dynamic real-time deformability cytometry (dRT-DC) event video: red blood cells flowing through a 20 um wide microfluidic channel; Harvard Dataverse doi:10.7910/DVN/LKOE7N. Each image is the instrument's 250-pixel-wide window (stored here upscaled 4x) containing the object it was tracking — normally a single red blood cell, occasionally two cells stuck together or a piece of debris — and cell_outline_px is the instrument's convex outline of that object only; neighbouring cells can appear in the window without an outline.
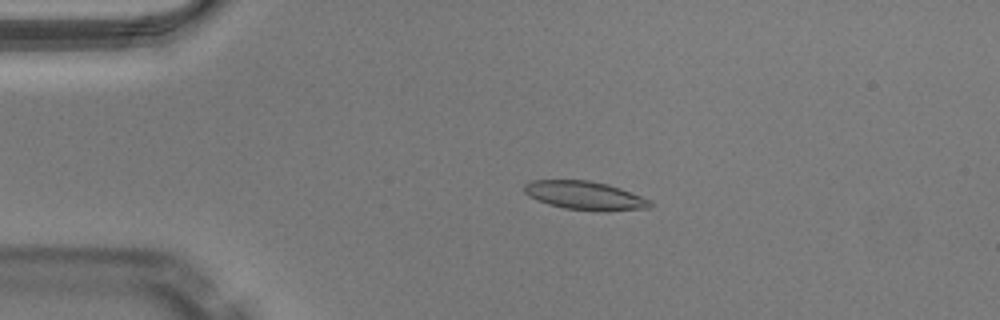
{"species": "Egyptian fruit bat (a non-hibernating species)", "species_latin": "Rousettus aegyptiacus", "temperature_condition": "warm", "stored_images_in_passage": 50, "camera_frame_rate_fps": 3000, "um_per_image_px": 0.085, "animal": {"sex": "male"}, "frame": {"image": 1, "passage_image": 11, "time_ms": 3.333, "image_size_px": [1000, 320], "cell_outline_px": [[652, 208], [604, 212], [564, 208], [548, 204], [536, 200], [528, 196], [524, 192], [524, 184], [532, 180], [588, 180], [608, 184], [620, 188], [652, 200]], "centroid_in_image_um": [49.74, 16.63], "position_along_channel_um": 35.3, "area_um2": 21.27}}
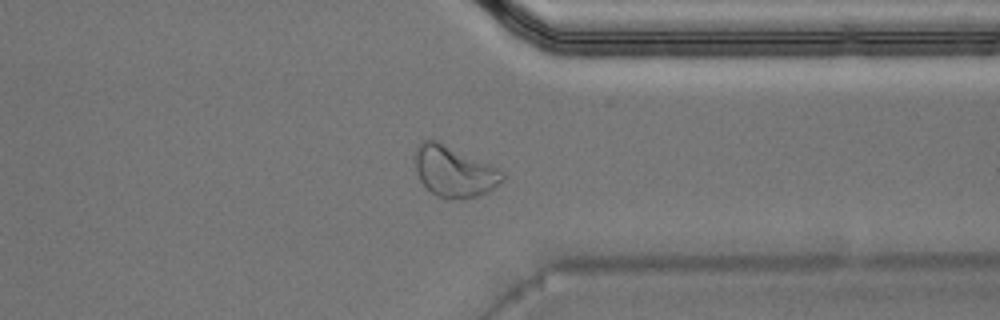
{"frame": {"image": 2, "passage_image": 39, "time_ms": 12.667, "image_size_px": [1000, 320], "cell_outline_px": [[504, 180], [488, 192], [476, 196], [436, 196], [420, 180], [416, 172], [412, 156], [420, 140], [436, 140], [500, 168], [504, 172]], "centroid_in_image_um": [38.57, 14.51], "position_along_channel_um": 372.8, "area_um2": 25.66}}
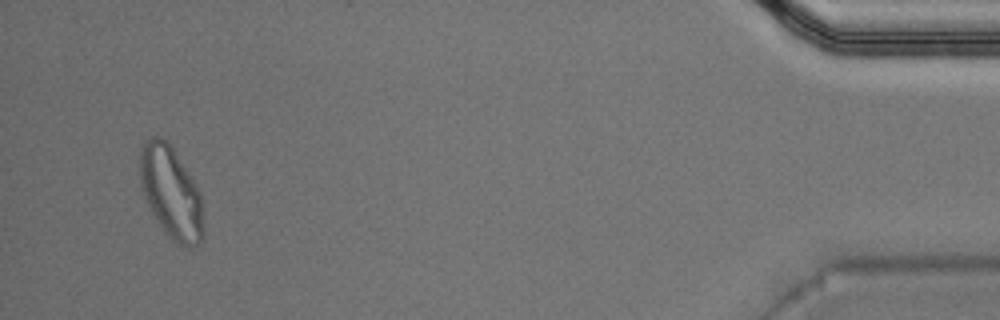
{"frame": {"image": 3, "passage_image": 48, "time_ms": 15.667, "image_size_px": [1000, 320], "cell_outline_px": [[204, 240], [200, 244], [188, 248], [176, 244], [164, 232], [152, 212], [140, 188], [140, 148], [152, 136], [156, 136], [168, 140], [196, 184], [200, 192], [204, 232]], "centroid_in_image_um": [14.55, 16.4], "position_along_channel_um": 420.6, "area_um2": 34.33}, "authors_computed_cell_mechanics": {"area_um2": 20.9814, "velocity_mm_per_s": 4.0549, "shape_relaxation_time_tau1_ms": null, "shape_relaxation_time_tau2_ms": 2.8246, "deformation_change_tau1": null, "deformation_change_tau2": 0.0969}}